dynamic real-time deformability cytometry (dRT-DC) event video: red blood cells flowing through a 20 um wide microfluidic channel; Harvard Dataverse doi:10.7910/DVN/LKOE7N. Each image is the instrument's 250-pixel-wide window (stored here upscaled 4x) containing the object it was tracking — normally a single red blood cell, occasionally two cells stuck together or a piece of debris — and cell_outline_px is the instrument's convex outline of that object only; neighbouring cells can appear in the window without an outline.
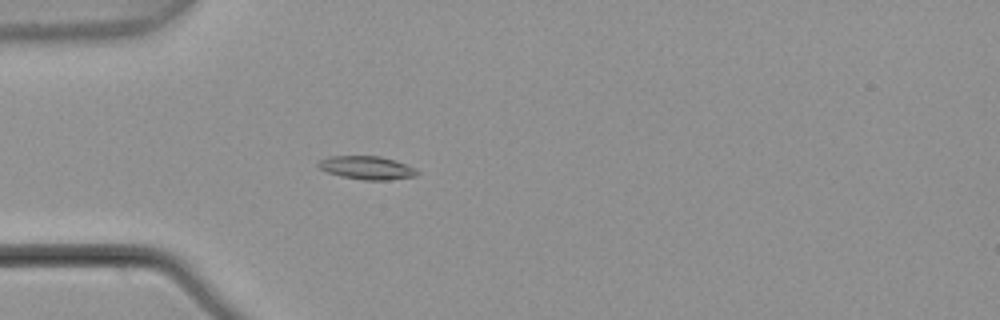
{"species": "common noctule bat (a hibernating species)", "species_latin": "Nyctalus noctula", "temperature_condition": "warm", "stored_images_in_passage": 4, "camera_frame_rate_fps": 3000, "um_per_image_px": 0.085, "animal": {"sex": "male", "body_mass_g": 21.5, "forearm_length_mm": 52.0}, "frame": {"image": 1, "passage_image": 4, "time_ms": 1.0, "image_size_px": [1000, 320], "cell_outline_px": [[420, 172], [416, 176], [388, 180], [364, 180], [340, 176], [328, 172], [320, 168], [316, 164], [320, 160], [328, 156], [380, 156], [404, 164]], "centroid_in_image_um": [31.14, 14.26], "position_along_channel_um": 53.9, "area_um2": 13.24}}